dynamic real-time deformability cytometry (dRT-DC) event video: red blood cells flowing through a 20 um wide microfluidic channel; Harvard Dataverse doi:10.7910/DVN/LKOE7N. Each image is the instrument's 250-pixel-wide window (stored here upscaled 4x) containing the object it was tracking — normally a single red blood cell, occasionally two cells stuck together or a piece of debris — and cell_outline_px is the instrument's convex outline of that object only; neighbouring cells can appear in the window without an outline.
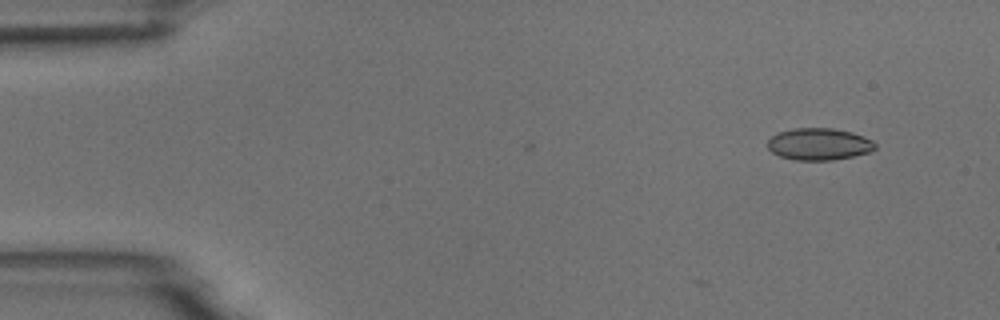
{"species": "common noctule bat (a hibernating species)", "species_latin": "Nyctalus noctula", "temperature_condition": "room temperature", "stored_images_in_passage": 5, "camera_frame_rate_fps": 3000, "um_per_image_px": 0.085, "animal": {"sex": "male", "body_mass_g": 18.8}, "frame": {"image": 1, "passage_image": 1, "time_ms": 0.0, "image_size_px": [1000, 320], "cell_outline_px": [[876, 148], [872, 152], [832, 160], [796, 160], [780, 156], [772, 152], [768, 148], [768, 140], [776, 132], [792, 128], [832, 128], [852, 132], [864, 136], [872, 140], [876, 144]], "centroid_in_image_um": [69.62, 12.24], "position_along_channel_um": 15.4, "area_um2": 20.17}}
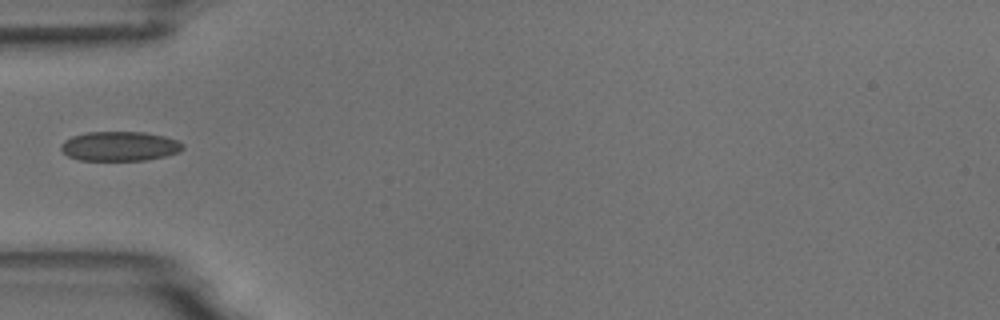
{"frame": {"image": 2, "passage_image": 4, "time_ms": 4.333, "image_size_px": [1000, 320], "cell_outline_px": [[184, 148], [180, 152], [164, 156], [144, 160], [80, 160], [68, 156], [60, 148], [60, 144], [64, 140], [72, 136], [88, 132], [144, 132], [164, 136], [176, 140], [184, 144]], "centroid_in_image_um": [10.17, 12.42], "position_along_channel_um": 74.8, "area_um2": 20.92}}